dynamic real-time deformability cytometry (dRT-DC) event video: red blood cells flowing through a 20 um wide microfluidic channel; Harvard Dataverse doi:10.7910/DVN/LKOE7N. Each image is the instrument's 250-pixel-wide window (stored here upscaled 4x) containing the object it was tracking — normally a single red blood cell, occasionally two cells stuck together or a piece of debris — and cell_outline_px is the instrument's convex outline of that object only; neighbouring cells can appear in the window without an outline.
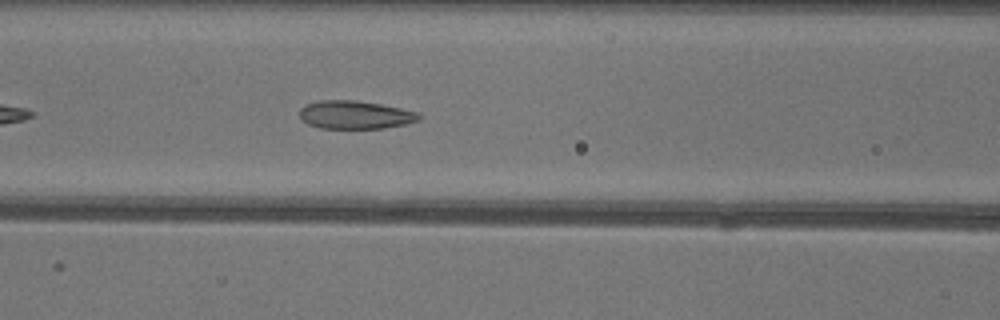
{"species": "common noctule bat (a hibernating species)", "species_latin": "Nyctalus noctula", "temperature_condition": "warm", "stored_images_in_passage": 40, "camera_frame_rate_fps": 3000, "um_per_image_px": 0.085, "animal": {"sex": "female"}, "frame": {"image": 1, "passage_image": 10, "time_ms": 3.0, "image_size_px": [1000, 320], "cell_outline_px": [[420, 120], [404, 124], [384, 128], [320, 128], [308, 124], [300, 120], [300, 108], [304, 104], [320, 100], [356, 100], [380, 104], [420, 112]], "centroid_in_image_um": [30.16, 9.75], "position_along_channel_um": 136.4, "area_um2": 19.71}}
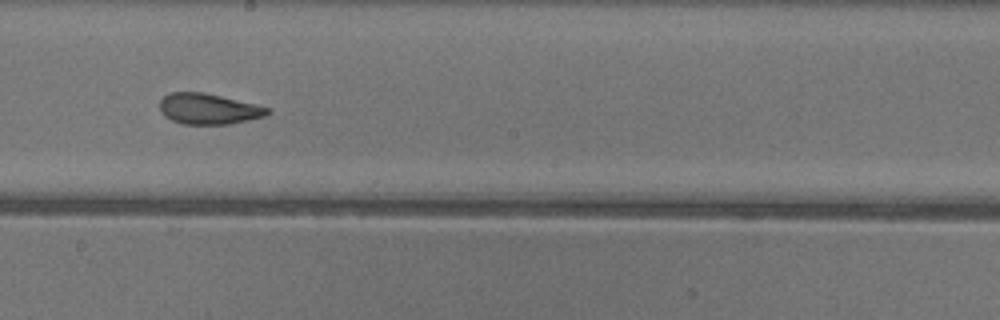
{"frame": {"image": 2, "passage_image": 17, "time_ms": 5.333, "image_size_px": [1000, 320], "cell_outline_px": [[272, 112], [264, 116], [248, 120], [228, 124], [180, 124], [164, 116], [160, 112], [160, 100], [168, 92], [204, 92], [272, 108]], "centroid_in_image_um": [17.72, 9.25], "position_along_channel_um": 230.5, "area_um2": 19.42}}
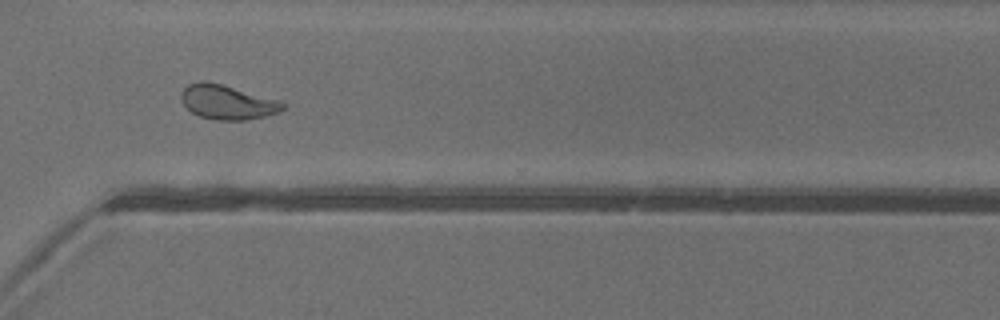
{"frame": {"image": 3, "passage_image": 26, "time_ms": 8.333, "image_size_px": [1000, 320], "cell_outline_px": [[288, 104], [280, 112], [264, 116], [244, 120], [216, 120], [200, 116], [192, 112], [180, 100], [180, 92], [188, 84], [200, 80], [204, 80], [220, 84], [280, 100]], "centroid_in_image_um": [19.32, 8.68], "position_along_channel_um": 351.3, "area_um2": 20.4}, "authors_computed_cell_mechanics": {"area_um2": 20.5479, "velocity_mm_per_s": 4.0364, "shape_relaxation_time_tau1_ms": null, "shape_relaxation_time_tau2_ms": 1.3298, "deformation_change_tau1": null, "deformation_change_tau2": 0.0724}}